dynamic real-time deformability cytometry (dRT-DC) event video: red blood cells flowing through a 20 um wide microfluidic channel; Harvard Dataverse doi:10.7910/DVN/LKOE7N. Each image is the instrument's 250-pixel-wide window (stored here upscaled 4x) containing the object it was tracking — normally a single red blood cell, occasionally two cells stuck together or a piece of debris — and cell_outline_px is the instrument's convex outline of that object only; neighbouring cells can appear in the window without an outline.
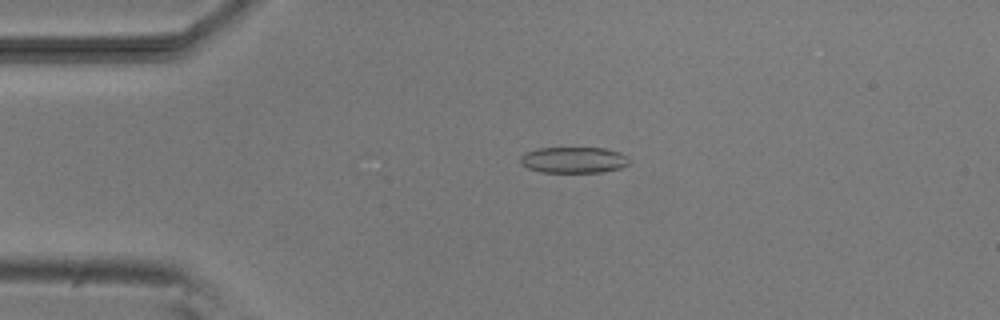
{"species": "common noctule bat (a hibernating species)", "species_latin": "Nyctalus noctula", "temperature_condition": "room temperature", "stored_images_in_passage": 4, "camera_frame_rate_fps": 3000, "um_per_image_px": 0.085, "animal": {"sex": "male", "body_mass_g": 20.5, "forearm_length_mm": 52.5}, "frame": {"image": 1, "passage_image": 3, "time_ms": 3.333, "image_size_px": [1000, 320], "cell_outline_px": [[628, 164], [620, 168], [600, 172], [540, 172], [528, 168], [520, 164], [520, 156], [528, 152], [540, 148], [604, 148], [620, 152], [628, 156]], "centroid_in_image_um": [48.76, 13.6], "position_along_channel_um": 36.2, "area_um2": 16.47}}